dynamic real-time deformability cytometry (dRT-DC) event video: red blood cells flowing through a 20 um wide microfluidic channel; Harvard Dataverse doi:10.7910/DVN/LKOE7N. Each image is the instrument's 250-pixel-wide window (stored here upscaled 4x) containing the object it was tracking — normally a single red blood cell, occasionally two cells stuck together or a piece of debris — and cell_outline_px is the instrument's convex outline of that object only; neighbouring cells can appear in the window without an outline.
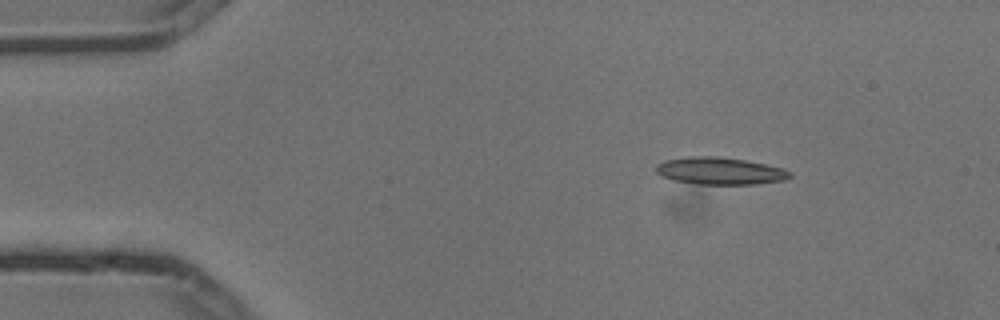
{"species": "common noctule bat (a hibernating species)", "species_latin": "Nyctalus noctula", "temperature_condition": "cold", "stored_images_in_passage": 3, "camera_frame_rate_fps": 3000, "um_per_image_px": 0.085, "animal": {"sex": "male", "body_mass_g": 13.3}, "frame": {"image": 1, "passage_image": 1, "time_ms": 0.0, "image_size_px": [1000, 320], "cell_outline_px": [[792, 176], [784, 180], [756, 184], [700, 184], [672, 180], [660, 176], [656, 172], [656, 164], [664, 160], [688, 156], [720, 156], [744, 160], [784, 168], [792, 172]], "centroid_in_image_um": [61.17, 14.52], "position_along_channel_um": 23.8, "area_um2": 21.39}}